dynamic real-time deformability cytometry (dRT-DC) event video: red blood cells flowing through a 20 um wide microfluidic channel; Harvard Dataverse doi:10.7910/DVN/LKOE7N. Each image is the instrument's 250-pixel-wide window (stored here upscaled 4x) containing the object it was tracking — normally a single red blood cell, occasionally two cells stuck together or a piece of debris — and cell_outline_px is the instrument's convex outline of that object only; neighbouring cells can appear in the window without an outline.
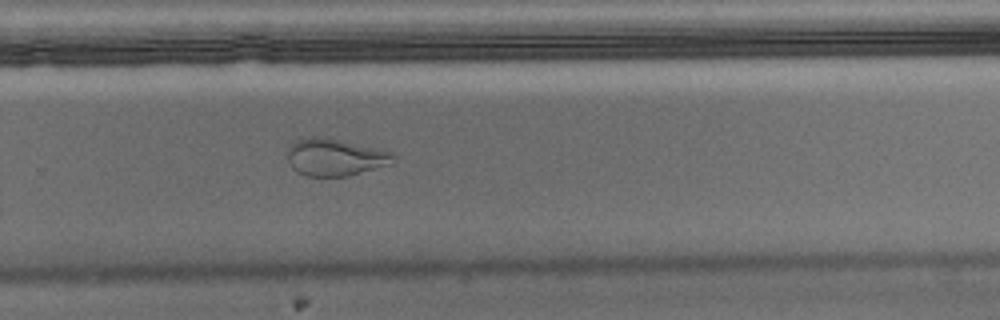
{"species": "Egyptian fruit bat (a non-hibernating species)", "species_latin": "Rousettus aegyptiacus", "temperature_condition": "warm", "stored_images_in_passage": 36, "camera_frame_rate_fps": 3000, "um_per_image_px": 0.085, "animal": {"sex": "male"}, "frame": {"image": 1, "passage_image": 21, "time_ms": 6.667, "image_size_px": [1000, 320], "cell_outline_px": [[396, 156], [392, 164], [348, 176], [304, 176], [296, 172], [292, 168], [288, 160], [288, 148], [296, 140], [312, 136], [328, 136], [392, 152]], "centroid_in_image_um": [28.48, 13.35], "position_along_channel_um": 301.3, "area_um2": 23.29}}
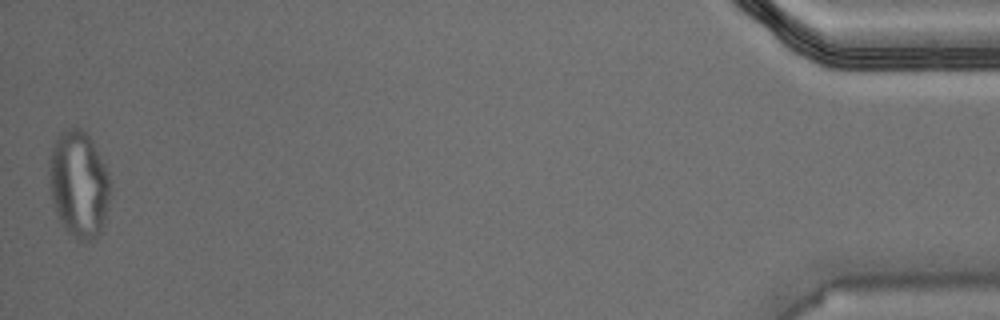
{"frame": {"image": 2, "passage_image": 36, "time_ms": 11.667, "image_size_px": [1000, 320], "cell_outline_px": [[108, 208], [100, 232], [96, 240], [84, 244], [72, 236], [64, 228], [56, 216], [52, 200], [48, 172], [48, 156], [60, 132], [64, 128], [80, 128], [92, 140], [108, 172]], "centroid_in_image_um": [6.66, 15.69], "position_along_channel_um": 428.5, "area_um2": 38.26}}